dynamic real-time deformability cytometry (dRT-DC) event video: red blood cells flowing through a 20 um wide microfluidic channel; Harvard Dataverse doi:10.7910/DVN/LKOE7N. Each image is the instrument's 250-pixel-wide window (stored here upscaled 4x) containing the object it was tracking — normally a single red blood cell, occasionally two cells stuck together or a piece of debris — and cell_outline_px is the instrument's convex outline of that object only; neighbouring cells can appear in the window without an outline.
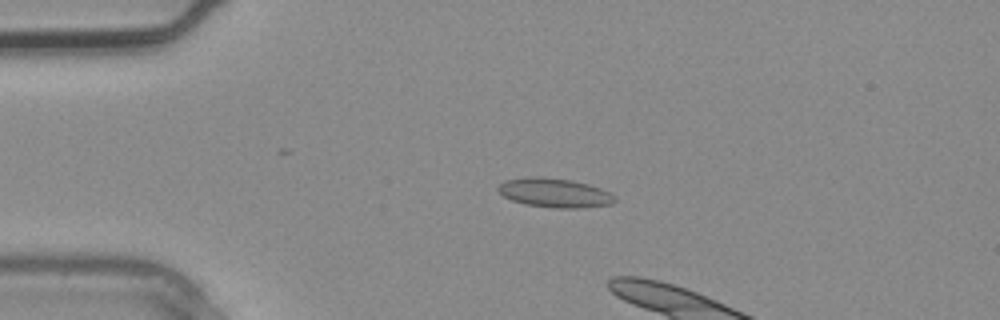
{"species": "common noctule bat (a hibernating species)", "species_latin": "Nyctalus noctula", "temperature_condition": "warm", "stored_images_in_passage": 4, "camera_frame_rate_fps": 3000, "um_per_image_px": 0.085, "animal": {"sex": "male", "body_mass_g": 20.4}, "frame": {"image": 1, "passage_image": 3, "time_ms": 0.667, "image_size_px": [1000, 320], "cell_outline_px": [[616, 200], [612, 204], [580, 208], [556, 208], [524, 204], [512, 200], [504, 196], [496, 188], [504, 180], [524, 176], [544, 176], [572, 180], [588, 184], [600, 188], [616, 196]], "centroid_in_image_um": [47.12, 16.37], "position_along_channel_um": 37.9, "area_um2": 20.06}}